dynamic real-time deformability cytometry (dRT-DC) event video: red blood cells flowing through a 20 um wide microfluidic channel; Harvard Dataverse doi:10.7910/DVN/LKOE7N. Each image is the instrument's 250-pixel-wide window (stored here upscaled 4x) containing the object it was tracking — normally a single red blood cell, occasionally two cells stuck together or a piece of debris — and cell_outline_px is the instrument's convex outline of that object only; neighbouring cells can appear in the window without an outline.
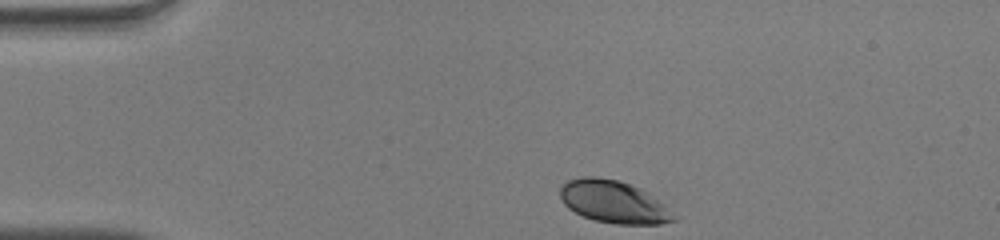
{"species": "human", "species_latin": "Homo sapiens", "temperature_condition": "warm", "stored_images_in_passage": 34, "camera_frame_rate_fps": 3000, "um_per_image_px": 0.085, "donor": {"sex": "male"}, "frame": {"image": 1, "passage_image": 1, "time_ms": 0.0, "image_size_px": [1000, 240], "cell_outline_px": [[680, 216], [676, 220], [660, 224], [616, 224], [596, 220], [584, 216], [568, 208], [564, 204], [560, 196], [560, 188], [568, 180], [580, 176], [596, 176], [620, 180], [640, 188], [648, 192]], "centroid_in_image_um": [52.2, 17.15], "position_along_channel_um": 32.8, "area_um2": 28.38}}
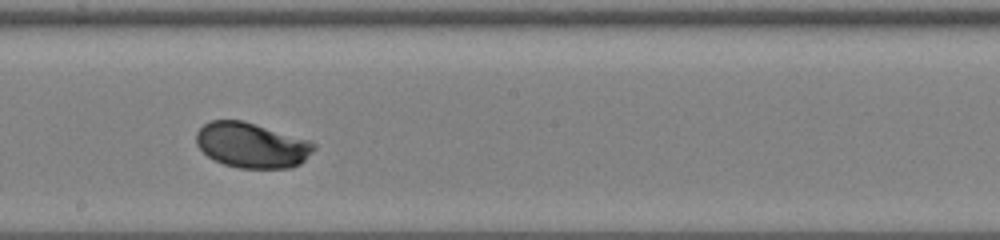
{"frame": {"image": 2, "passage_image": 20, "time_ms": 6.333, "image_size_px": [1000, 240], "cell_outline_px": [[316, 148], [300, 164], [292, 168], [240, 168], [224, 164], [208, 156], [196, 144], [196, 132], [204, 124], [212, 120], [240, 120], [308, 140], [316, 144]], "centroid_in_image_um": [21.39, 12.35], "position_along_channel_um": 226.8, "area_um2": 30.63}}
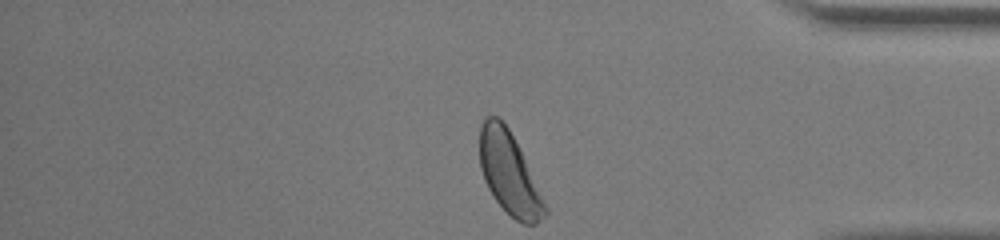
{"frame": {"image": 3, "passage_image": 34, "time_ms": 11.0, "image_size_px": [1000, 240], "cell_outline_px": [[548, 212], [536, 224], [524, 224], [516, 220], [492, 196], [484, 180], [480, 168], [480, 124], [484, 116], [496, 116], [508, 128], [548, 208]], "centroid_in_image_um": [43.25, 14.74], "position_along_channel_um": 391.9, "area_um2": 30.46}, "authors_computed_cell_mechanics": {"area_um2": 30.4895, "velocity_mm_per_s": 4.002, "shape_relaxation_time_tau1_ms": 1.7533, "shape_relaxation_time_tau2_ms": null, "deformation_change_tau1": 0.1235, "deformation_change_tau2": null}}